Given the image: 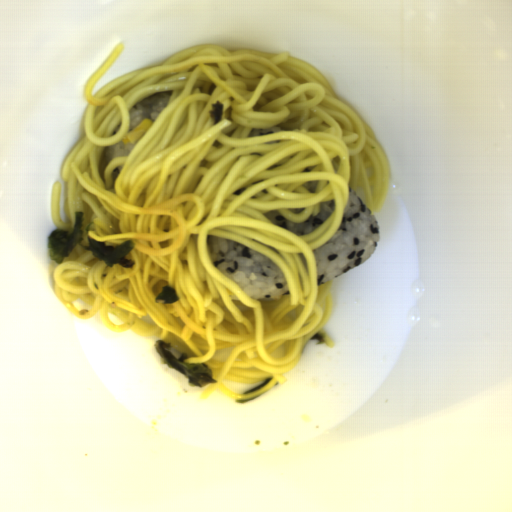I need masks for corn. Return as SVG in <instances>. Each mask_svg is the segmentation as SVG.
<instances>
[{"instance_id":"1","label":"corn","mask_w":512,"mask_h":512,"mask_svg":"<svg viewBox=\"0 0 512 512\" xmlns=\"http://www.w3.org/2000/svg\"><path fill=\"white\" fill-rule=\"evenodd\" d=\"M153 120L145 118L137 127H135L130 133L122 138V143L132 144L137 141L143 134H145L153 124Z\"/></svg>"}]
</instances>
